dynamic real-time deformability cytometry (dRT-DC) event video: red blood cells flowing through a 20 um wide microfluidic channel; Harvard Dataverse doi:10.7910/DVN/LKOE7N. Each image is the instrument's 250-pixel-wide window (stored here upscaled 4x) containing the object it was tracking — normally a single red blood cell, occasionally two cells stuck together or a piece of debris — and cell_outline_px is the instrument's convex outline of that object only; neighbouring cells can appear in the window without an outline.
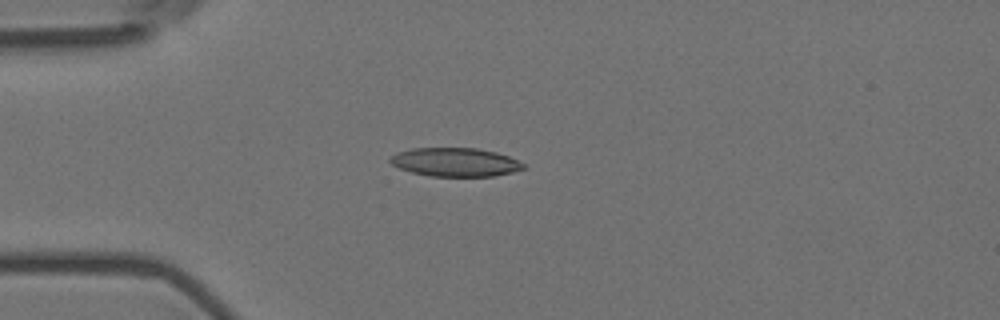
{"species": "Egyptian fruit bat (a non-hibernating species)", "species_latin": "Rousettus aegyptiacus", "temperature_condition": "room temperature", "stored_images_in_passage": 8, "camera_frame_rate_fps": 3000, "um_per_image_px": 0.085, "animal": {"sex": "female"}, "frame": {"image": 1, "passage_image": 5, "time_ms": 1.333, "image_size_px": [1000, 320], "cell_outline_px": [[528, 168], [512, 172], [492, 176], [432, 176], [412, 172], [400, 168], [392, 164], [388, 160], [396, 152], [412, 148], [476, 148], [496, 152], [508, 156], [524, 164]], "centroid_in_image_um": [38.7, 13.78], "position_along_channel_um": 46.3, "area_um2": 22.14}}
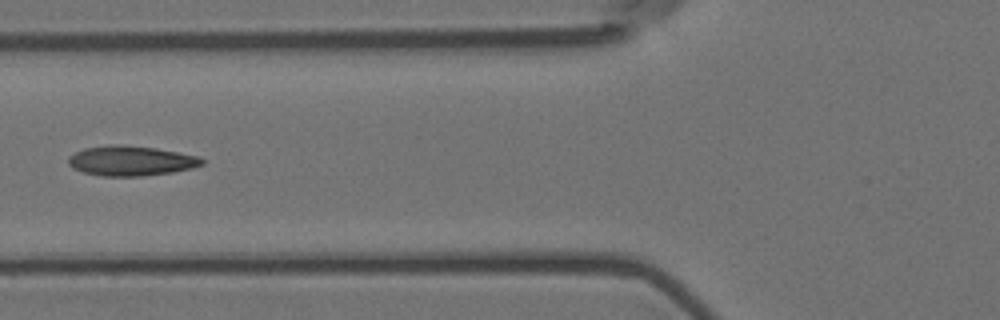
{"frame": {"image": 2, "passage_image": 7, "time_ms": 2.0, "image_size_px": [1000, 320], "cell_outline_px": [[204, 164], [192, 168], [172, 172], [140, 176], [100, 176], [84, 172], [72, 168], [68, 164], [68, 156], [84, 148], [108, 144], [124, 144], [156, 148], [200, 156], [204, 160]], "centroid_in_image_um": [11.12, 13.66], "position_along_channel_um": 114.7, "area_um2": 23.52}}
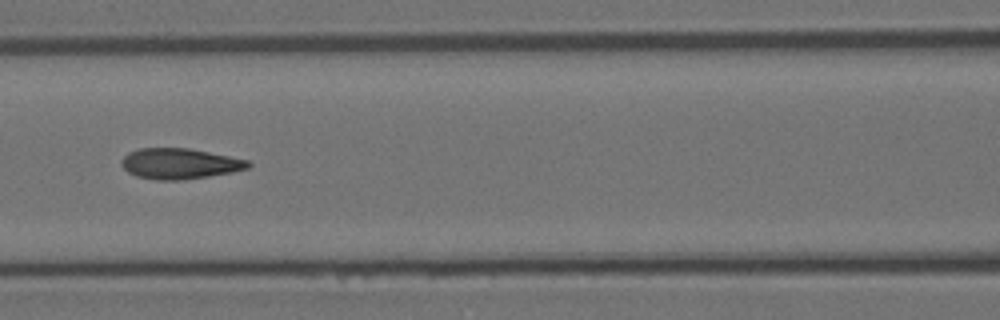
{"frame": {"image": 3, "passage_image": 8, "time_ms": 2.333, "image_size_px": [1000, 320], "cell_outline_px": [[252, 164], [248, 168], [232, 172], [184, 180], [156, 180], [136, 176], [128, 172], [120, 164], [120, 160], [128, 152], [140, 148], [188, 148], [248, 160]], "centroid_in_image_um": [15.24, 13.91], "position_along_channel_um": 151.4, "area_um2": 22.6}}